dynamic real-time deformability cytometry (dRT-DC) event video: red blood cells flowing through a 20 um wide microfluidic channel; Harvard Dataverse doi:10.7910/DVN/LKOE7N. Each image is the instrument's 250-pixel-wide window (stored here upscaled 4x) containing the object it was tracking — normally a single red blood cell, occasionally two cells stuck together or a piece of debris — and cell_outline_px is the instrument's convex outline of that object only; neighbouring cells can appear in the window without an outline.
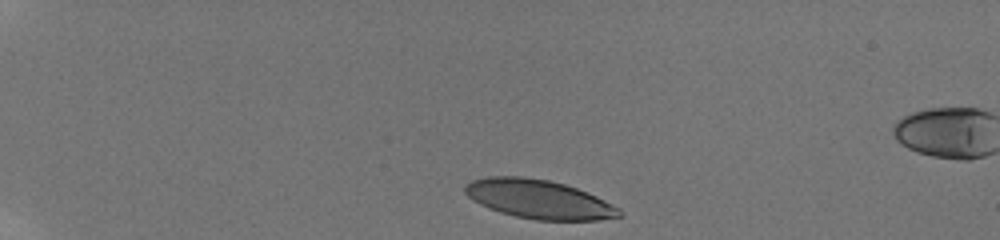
{"species": "human", "species_latin": "Homo sapiens", "temperature_condition": "room temperature", "stored_images_in_passage": 8, "camera_frame_rate_fps": 3000, "um_per_image_px": 0.085, "donor": {"sex": "male"}, "frame": {"image": 1, "passage_image": 1, "time_ms": 0.0, "image_size_px": [1000, 240], "cell_outline_px": [[624, 216], [600, 220], [536, 220], [516, 216], [500, 212], [488, 208], [472, 200], [464, 192], [464, 184], [472, 180], [488, 176], [524, 176], [548, 180], [564, 184], [576, 188], [596, 196], [620, 208], [624, 212]], "centroid_in_image_um": [45.8, 16.93], "position_along_channel_um": 39.2, "area_um2": 35.14}}
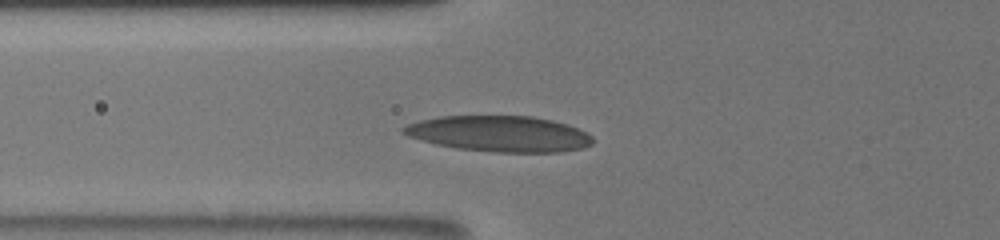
{"frame": {"image": 2, "passage_image": 5, "time_ms": 3.333, "image_size_px": [1000, 240], "cell_outline_px": [[592, 144], [584, 148], [560, 152], [496, 152], [456, 148], [436, 144], [420, 140], [408, 136], [400, 132], [400, 128], [408, 124], [420, 120], [440, 116], [532, 116], [552, 120], [568, 124], [588, 132], [592, 136]], "centroid_in_image_um": [42.46, 11.37], "position_along_channel_um": 83.3, "area_um2": 39.77}}
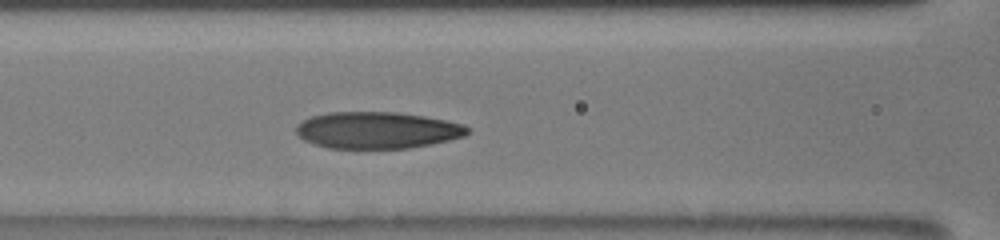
{"frame": {"image": 3, "passage_image": 7, "time_ms": 4.667, "image_size_px": [1000, 240], "cell_outline_px": [[472, 132], [464, 136], [432, 144], [408, 148], [328, 148], [304, 140], [296, 132], [296, 124], [312, 116], [328, 112], [396, 112], [424, 116], [464, 124], [472, 128]], "centroid_in_image_um": [32.1, 11.06], "position_along_channel_um": 134.5, "area_um2": 36.7}}